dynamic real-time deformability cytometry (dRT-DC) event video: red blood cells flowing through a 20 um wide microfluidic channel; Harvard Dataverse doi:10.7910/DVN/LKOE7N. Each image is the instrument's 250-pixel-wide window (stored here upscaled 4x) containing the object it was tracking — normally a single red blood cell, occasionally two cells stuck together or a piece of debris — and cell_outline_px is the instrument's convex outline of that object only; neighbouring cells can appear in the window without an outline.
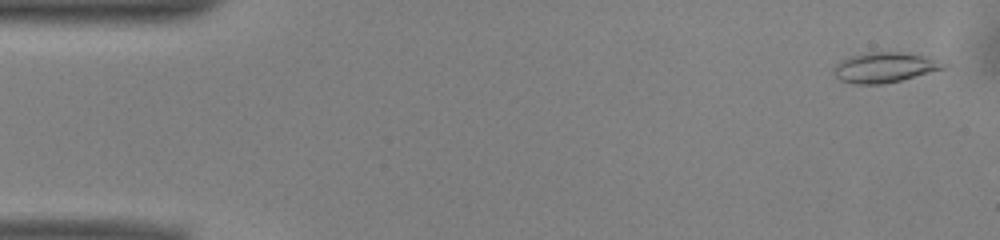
{"species": "common noctule bat (a hibernating species)", "species_latin": "Nyctalus noctula", "temperature_condition": "warm", "stored_images_in_passage": 51, "camera_frame_rate_fps": 3000, "um_per_image_px": 0.085, "animal": {"sex": "male", "body_mass_g": 13.0, "forearm_length_mm": 53.1}, "frame": {"image": 1, "passage_image": 2, "time_ms": 0.333, "image_size_px": [1000, 240], "cell_outline_px": [[948, 64], [944, 68], [900, 80], [884, 84], [852, 84], [840, 80], [832, 72], [832, 68], [840, 60], [852, 56], [868, 52], [908, 52], [924, 56]], "centroid_in_image_um": [75.13, 5.73], "position_along_channel_um": 9.9, "area_um2": 19.19}}
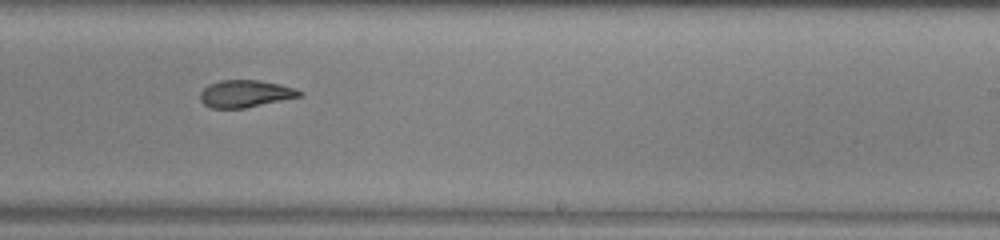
{"frame": {"image": 2, "passage_image": 31, "time_ms": 10.0, "image_size_px": [1000, 240], "cell_outline_px": [[304, 96], [244, 108], [212, 108], [204, 104], [200, 100], [200, 92], [208, 84], [220, 80], [260, 80], [280, 84], [296, 88], [304, 92]], "centroid_in_image_um": [20.89, 7.96], "position_along_channel_um": 268.1, "area_um2": 15.95}}
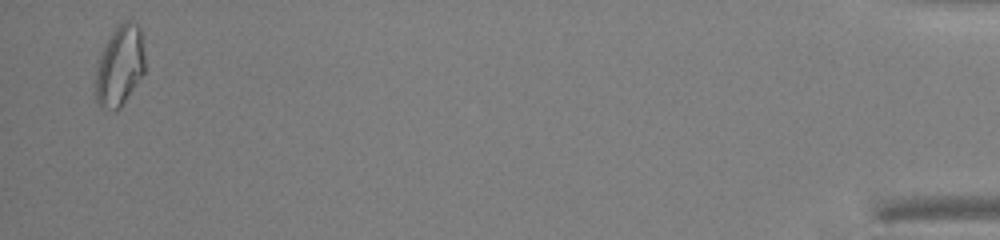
{"frame": {"image": 3, "passage_image": 50, "time_ms": 16.333, "image_size_px": [1000, 240], "cell_outline_px": [[144, 72], [120, 108], [116, 112], [100, 108], [96, 100], [96, 64], [104, 44], [108, 36], [116, 24], [124, 20], [132, 20], [140, 28], [144, 52]], "centroid_in_image_um": [10.15, 5.57], "position_along_channel_um": 425.0, "area_um2": 23.52}, "authors_computed_cell_mechanics": {"area_um2": 17.2822, "velocity_mm_per_s": 3.9714, "shape_relaxation_time_tau1_ms": 7.6027, "shape_relaxation_time_tau2_ms": 2.2834, "deformation_change_tau1": 0.1979, "deformation_change_tau2": 0.0888}}